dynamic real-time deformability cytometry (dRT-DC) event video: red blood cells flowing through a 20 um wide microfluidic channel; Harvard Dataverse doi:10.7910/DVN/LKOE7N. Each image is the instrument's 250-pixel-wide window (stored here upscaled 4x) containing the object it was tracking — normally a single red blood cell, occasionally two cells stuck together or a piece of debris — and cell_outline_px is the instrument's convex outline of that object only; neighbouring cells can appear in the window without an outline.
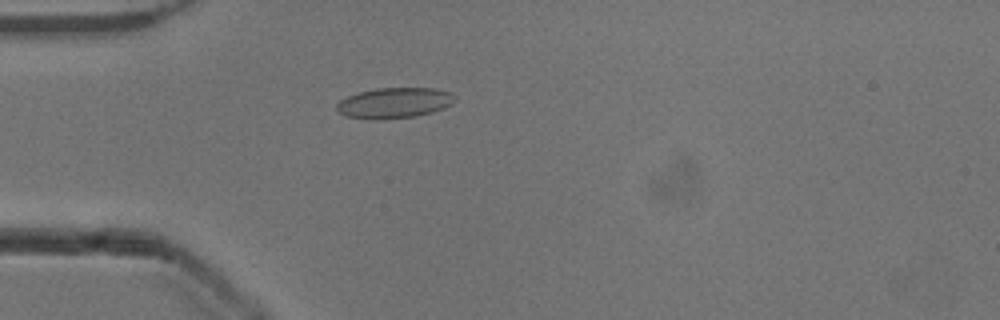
{"species": "common noctule bat (a hibernating species)", "species_latin": "Nyctalus noctula", "temperature_condition": "cold", "stored_images_in_passage": 52, "camera_frame_rate_fps": 3000, "um_per_image_px": 0.085, "animal": {"sex": "male", "body_mass_g": 13.3}, "frame": {"image": 1, "passage_image": 15, "time_ms": 4.667, "image_size_px": [1000, 320], "cell_outline_px": [[456, 100], [452, 104], [444, 108], [432, 112], [416, 116], [376, 120], [344, 116], [336, 112], [336, 104], [340, 100], [348, 96], [360, 92], [376, 88], [436, 88], [452, 92], [456, 96]], "centroid_in_image_um": [33.53, 8.75], "position_along_channel_um": 51.5, "area_um2": 21.33}}
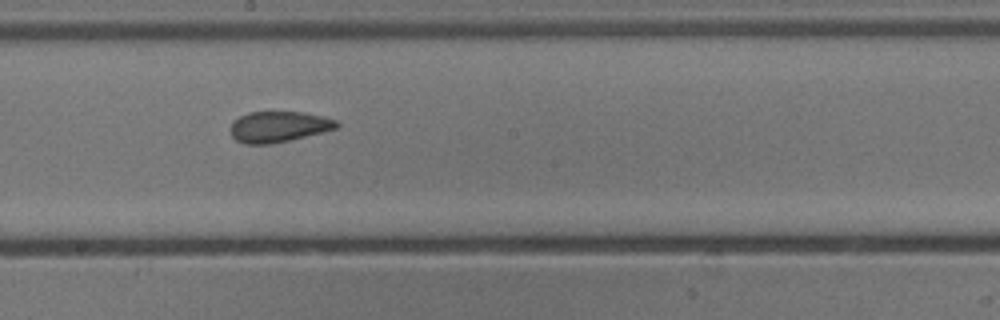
{"frame": {"image": 2, "passage_image": 29, "time_ms": 9.333, "image_size_px": [1000, 320], "cell_outline_px": [[340, 124], [336, 128], [272, 144], [244, 144], [236, 140], [232, 136], [232, 120], [248, 112], [304, 112], [324, 116], [336, 120]], "centroid_in_image_um": [23.66, 10.76], "position_along_channel_um": 224.5, "area_um2": 18.9}}
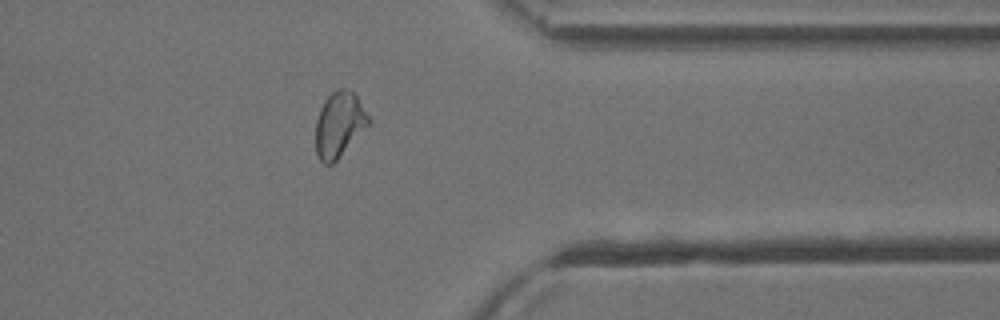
{"frame": {"image": 3, "passage_image": 42, "time_ms": 13.667, "image_size_px": [1000, 320], "cell_outline_px": [[372, 120], [336, 160], [332, 164], [324, 164], [320, 160], [316, 152], [316, 120], [320, 108], [324, 100], [332, 92], [340, 88], [348, 88], [356, 96]], "centroid_in_image_um": [28.82, 10.56], "position_along_channel_um": 382.6, "area_um2": 19.83}, "authors_computed_cell_mechanics": {"area_um2": 20.2589, "velocity_mm_per_s": 3.9121, "shape_relaxation_time_tau1_ms": 6.2198, "shape_relaxation_time_tau2_ms": 1.3579, "deformation_change_tau1": 0.1119, "deformation_change_tau2": 0.0668}}